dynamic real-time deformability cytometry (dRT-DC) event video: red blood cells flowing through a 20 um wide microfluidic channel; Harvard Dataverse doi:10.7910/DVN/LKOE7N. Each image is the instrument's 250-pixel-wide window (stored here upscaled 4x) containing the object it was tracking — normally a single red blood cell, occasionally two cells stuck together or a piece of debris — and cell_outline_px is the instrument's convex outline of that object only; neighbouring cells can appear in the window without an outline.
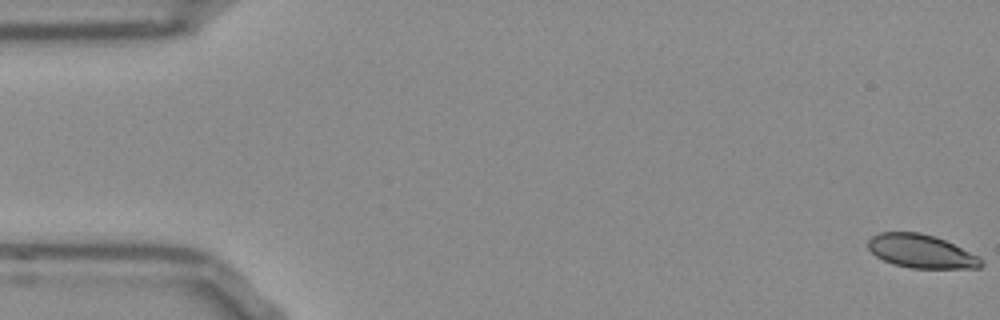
{"species": "Egyptian fruit bat (a non-hibernating species)", "species_latin": "Rousettus aegyptiacus", "temperature_condition": "room temperature", "stored_images_in_passage": 55, "camera_frame_rate_fps": 3000, "um_per_image_px": 0.085, "frame": {"image": 1, "passage_image": 1, "time_ms": 0.0, "image_size_px": [1000, 320], "cell_outline_px": [[984, 264], [980, 268], [912, 268], [896, 264], [884, 260], [876, 256], [868, 248], [868, 240], [872, 236], [880, 232], [920, 232], [944, 240], [980, 256], [984, 260]], "centroid_in_image_um": [78.33, 21.36], "position_along_channel_um": 6.7, "area_um2": 21.96}}
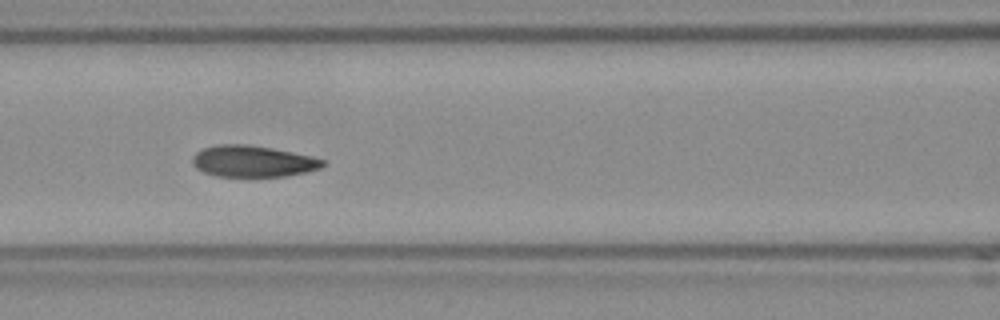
{"frame": {"image": 2, "passage_image": 23, "time_ms": 7.333, "image_size_px": [1000, 320], "cell_outline_px": [[324, 164], [320, 168], [304, 172], [284, 176], [216, 176], [204, 172], [196, 168], [192, 164], [192, 156], [196, 152], [204, 148], [220, 144], [244, 144], [272, 148], [312, 156], [324, 160]], "centroid_in_image_um": [21.46, 13.7], "position_along_channel_um": 145.1, "area_um2": 23.64}}
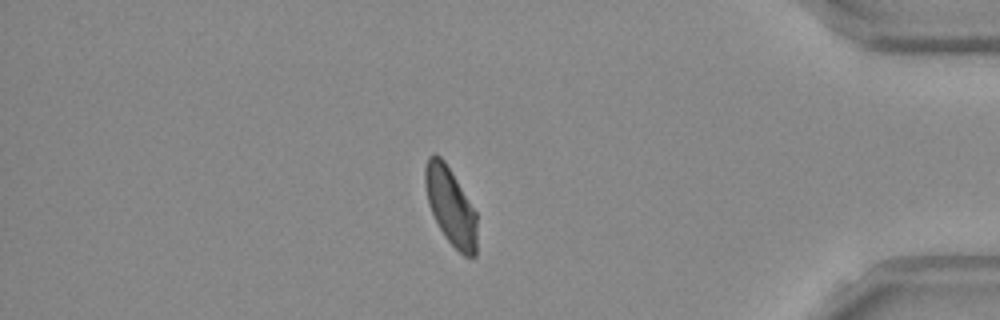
{"frame": {"image": 3, "passage_image": 46, "time_ms": 15.0, "image_size_px": [1000, 320], "cell_outline_px": [[476, 256], [464, 256], [444, 236], [428, 204], [424, 184], [424, 168], [428, 156], [440, 156], [444, 160], [476, 212]], "centroid_in_image_um": [38.28, 17.52], "position_along_channel_um": 396.9, "area_um2": 23.0}, "authors_computed_cell_mechanics": {"area_um2": 23.698, "velocity_mm_per_s": 3.7754, "shape_relaxation_time_tau1_ms": 6.124, "shape_relaxation_time_tau2_ms": 1.9834, "deformation_change_tau1": 0.1337, "deformation_change_tau2": 0.0519}}